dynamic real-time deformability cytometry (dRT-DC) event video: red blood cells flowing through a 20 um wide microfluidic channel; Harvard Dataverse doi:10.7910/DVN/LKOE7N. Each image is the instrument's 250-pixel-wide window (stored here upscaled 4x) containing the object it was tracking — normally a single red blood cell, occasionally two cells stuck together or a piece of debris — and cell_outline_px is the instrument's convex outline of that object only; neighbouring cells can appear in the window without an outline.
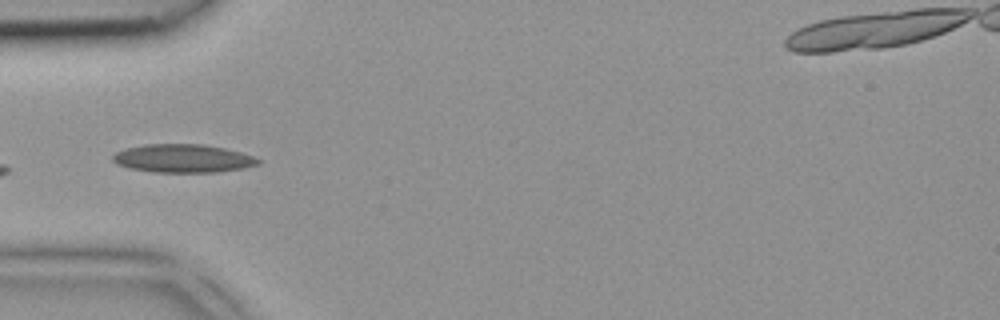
{"species": "common noctule bat (a hibernating species)", "species_latin": "Nyctalus noctula", "temperature_condition": "room temperature", "stored_images_in_passage": 5, "camera_frame_rate_fps": 3000, "um_per_image_px": 0.085, "animal": {"sex": "female", "body_mass_g": 18.4}, "frame": {"image": 1, "passage_image": 4, "time_ms": 1.0, "image_size_px": [1000, 320], "cell_outline_px": [[260, 164], [244, 168], [216, 172], [152, 172], [128, 168], [116, 164], [112, 160], [112, 156], [116, 152], [124, 148], [144, 144], [204, 144], [224, 148], [240, 152], [252, 156], [260, 160]], "centroid_in_image_um": [15.51, 13.46], "position_along_channel_um": 69.5, "area_um2": 24.1}}